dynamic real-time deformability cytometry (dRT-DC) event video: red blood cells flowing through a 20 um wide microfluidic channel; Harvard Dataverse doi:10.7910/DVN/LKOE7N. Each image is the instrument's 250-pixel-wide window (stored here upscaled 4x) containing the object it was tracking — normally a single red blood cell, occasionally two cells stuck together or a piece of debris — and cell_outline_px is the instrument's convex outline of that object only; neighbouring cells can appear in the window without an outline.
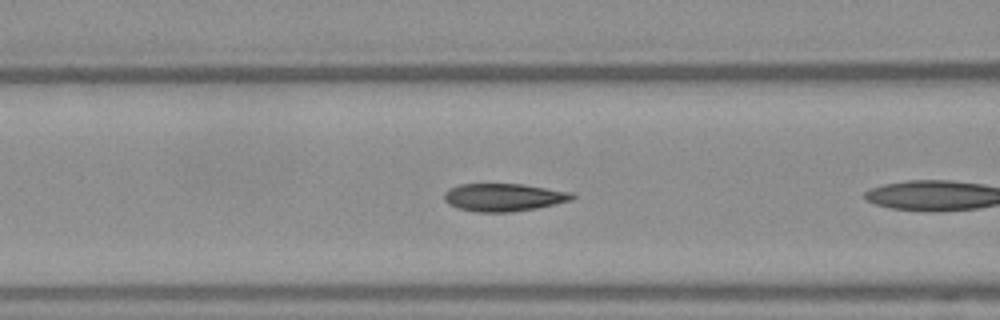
{"species": "Egyptian fruit bat (a non-hibernating species)", "species_latin": "Rousettus aegyptiacus", "temperature_condition": "warm", "stored_images_in_passage": 13, "camera_frame_rate_fps": 3000, "um_per_image_px": 0.085, "frame": {"image": 1, "passage_image": 6, "time_ms": 1.667, "image_size_px": [1000, 320], "cell_outline_px": [[576, 196], [572, 200], [536, 208], [512, 212], [476, 212], [460, 208], [448, 204], [444, 200], [444, 192], [448, 188], [460, 184], [524, 184], [572, 192]], "centroid_in_image_um": [42.81, 16.76], "position_along_channel_um": 123.8, "area_um2": 20.81}}